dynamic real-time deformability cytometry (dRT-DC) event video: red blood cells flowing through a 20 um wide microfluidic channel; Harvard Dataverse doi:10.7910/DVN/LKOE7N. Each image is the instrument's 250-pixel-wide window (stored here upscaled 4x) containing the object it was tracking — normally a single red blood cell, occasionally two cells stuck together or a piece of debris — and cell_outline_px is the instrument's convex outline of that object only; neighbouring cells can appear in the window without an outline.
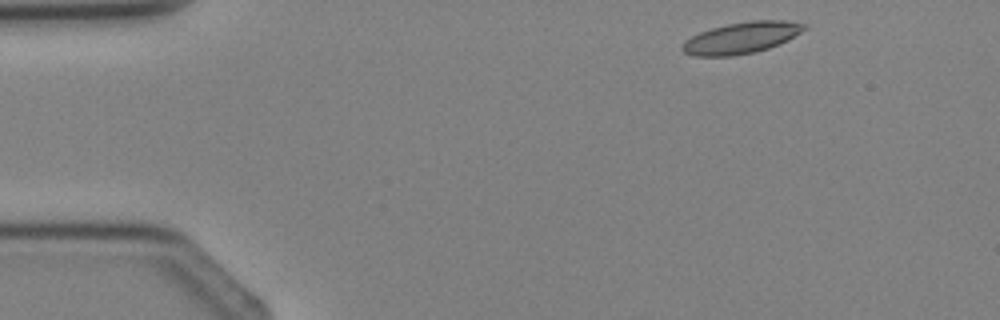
{"species": "Egyptian fruit bat (a non-hibernating species)", "species_latin": "Rousettus aegyptiacus", "temperature_condition": "cold", "stored_images_in_passage": 3, "camera_frame_rate_fps": 3000, "um_per_image_px": 0.085, "animal": {"sex": "female"}, "frame": {"image": 1, "passage_image": 1, "time_ms": 0.0, "image_size_px": [1000, 320], "cell_outline_px": [[808, 28], [788, 40], [768, 48], [756, 52], [732, 56], [692, 56], [684, 52], [680, 48], [684, 40], [700, 32], [712, 28], [728, 24], [752, 20], [784, 20], [808, 24]], "centroid_in_image_um": [63.03, 3.21], "position_along_channel_um": 22.0, "area_um2": 22.43}}